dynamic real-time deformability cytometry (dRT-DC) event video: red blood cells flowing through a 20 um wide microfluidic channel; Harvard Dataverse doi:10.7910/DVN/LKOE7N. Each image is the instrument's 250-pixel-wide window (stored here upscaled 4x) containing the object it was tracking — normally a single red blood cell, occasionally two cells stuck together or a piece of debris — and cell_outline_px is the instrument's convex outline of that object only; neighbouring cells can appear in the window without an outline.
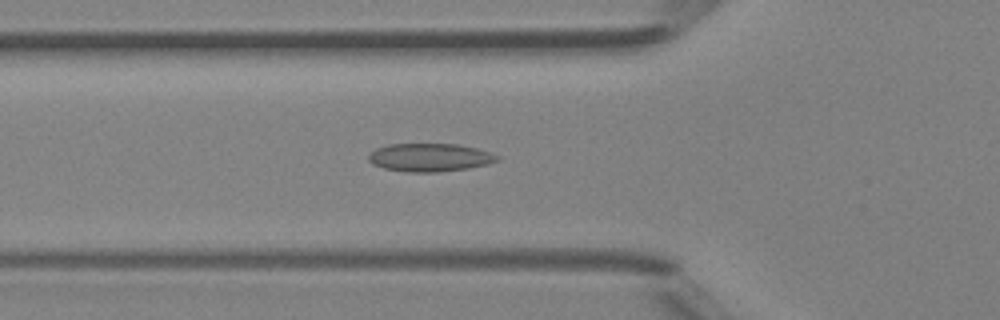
{"species": "Egyptian fruit bat (a non-hibernating species)", "species_latin": "Rousettus aegyptiacus", "temperature_condition": "room temperature", "stored_images_in_passage": 47, "camera_frame_rate_fps": 3000, "um_per_image_px": 0.085, "animal": {"sex": "female"}, "frame": {"image": 1, "passage_image": 17, "time_ms": 5.333, "image_size_px": [1000, 320], "cell_outline_px": [[500, 160], [488, 164], [468, 168], [436, 172], [408, 172], [384, 168], [372, 164], [368, 160], [368, 156], [376, 148], [388, 144], [456, 144], [476, 148], [500, 156]], "centroid_in_image_um": [36.53, 13.38], "position_along_channel_um": 89.3, "area_um2": 21.04}}
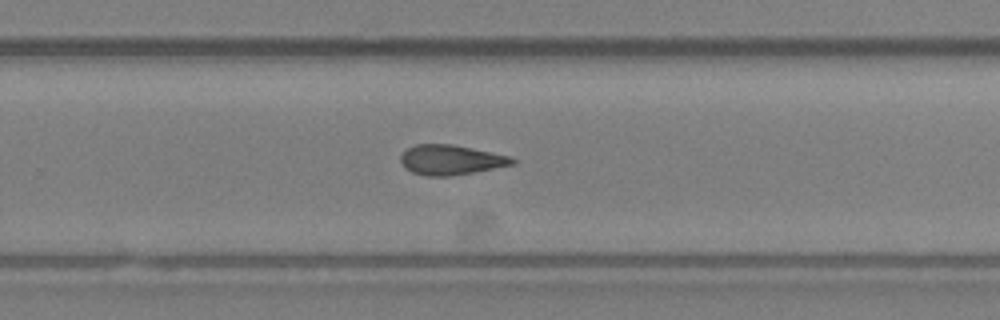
{"frame": {"image": 2, "passage_image": 31, "time_ms": 10.0, "image_size_px": [1000, 320], "cell_outline_px": [[516, 164], [472, 172], [448, 176], [428, 176], [412, 172], [404, 168], [400, 160], [400, 156], [408, 148], [416, 144], [452, 144], [512, 156], [516, 160]], "centroid_in_image_um": [38.33, 13.58], "position_along_channel_um": 291.5, "area_um2": 19.42}}
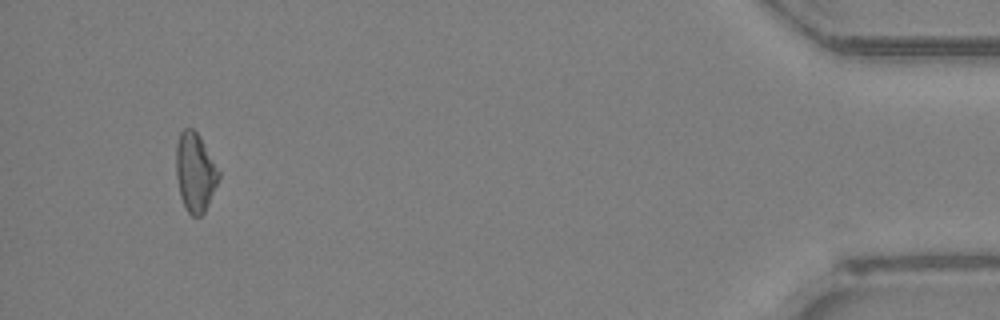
{"frame": {"image": 3, "passage_image": 45, "time_ms": 14.667, "image_size_px": [1000, 320], "cell_outline_px": [[220, 176], [208, 204], [204, 212], [200, 216], [192, 216], [184, 208], [180, 196], [176, 176], [176, 144], [180, 132], [184, 128], [192, 128], [200, 136], [220, 172]], "centroid_in_image_um": [16.57, 14.64], "position_along_channel_um": 418.6, "area_um2": 19.59}, "authors_computed_cell_mechanics": {"area_um2": 19.8254, "velocity_mm_per_s": 4.3384, "shape_relaxation_time_tau1_ms": null, "shape_relaxation_time_tau2_ms": 5.3063, "deformation_change_tau1": null, "deformation_change_tau2": 0.1398}}